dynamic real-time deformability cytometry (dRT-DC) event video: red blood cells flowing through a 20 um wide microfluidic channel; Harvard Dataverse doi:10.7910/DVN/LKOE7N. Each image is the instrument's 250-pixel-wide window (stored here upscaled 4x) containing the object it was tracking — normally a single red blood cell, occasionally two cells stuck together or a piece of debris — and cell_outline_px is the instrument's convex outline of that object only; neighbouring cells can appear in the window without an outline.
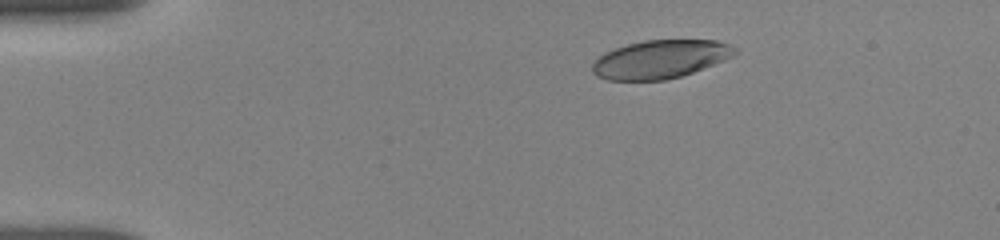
{"species": "human", "species_latin": "Homo sapiens", "temperature_condition": "room temperature", "stored_images_in_passage": 16, "camera_frame_rate_fps": 3000, "um_per_image_px": 0.085, "donor": {"sex": "female"}, "frame": {"image": 1, "passage_image": 1, "time_ms": 0.0, "image_size_px": [1000, 240], "cell_outline_px": [[736, 52], [732, 56], [724, 60], [692, 72], [680, 76], [664, 80], [608, 80], [596, 76], [592, 72], [592, 64], [604, 52], [628, 44], [644, 40], [716, 40], [728, 44], [736, 48]], "centroid_in_image_um": [56.09, 5.03], "position_along_channel_um": 28.9, "area_um2": 31.56}}
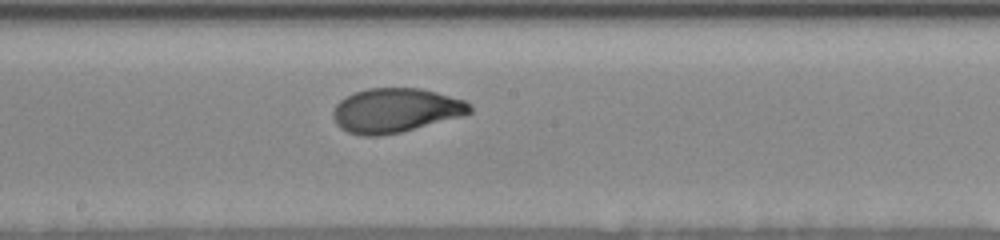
{"frame": {"image": 2, "passage_image": 10, "time_ms": 6.667, "image_size_px": [1000, 240], "cell_outline_px": [[472, 112], [464, 116], [400, 132], [376, 136], [364, 136], [348, 132], [340, 128], [336, 124], [332, 116], [332, 112], [336, 104], [344, 96], [368, 88], [420, 88], [436, 92], [464, 100], [472, 108]], "centroid_in_image_um": [33.6, 9.38], "position_along_channel_um": 214.6, "area_um2": 35.32}}
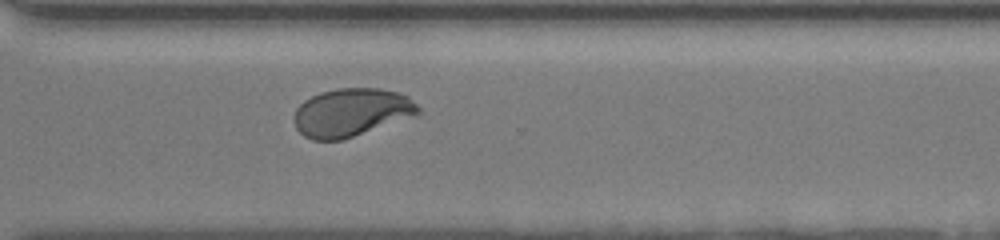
{"frame": {"image": 3, "passage_image": 16, "time_ms": 10.0, "image_size_px": [1000, 240], "cell_outline_px": [[420, 112], [352, 136], [340, 140], [312, 140], [304, 136], [296, 128], [292, 116], [296, 108], [304, 100], [320, 92], [336, 88], [380, 88], [400, 92], [408, 96], [420, 108]], "centroid_in_image_um": [29.79, 9.53], "position_along_channel_um": 340.8, "area_um2": 34.33}}